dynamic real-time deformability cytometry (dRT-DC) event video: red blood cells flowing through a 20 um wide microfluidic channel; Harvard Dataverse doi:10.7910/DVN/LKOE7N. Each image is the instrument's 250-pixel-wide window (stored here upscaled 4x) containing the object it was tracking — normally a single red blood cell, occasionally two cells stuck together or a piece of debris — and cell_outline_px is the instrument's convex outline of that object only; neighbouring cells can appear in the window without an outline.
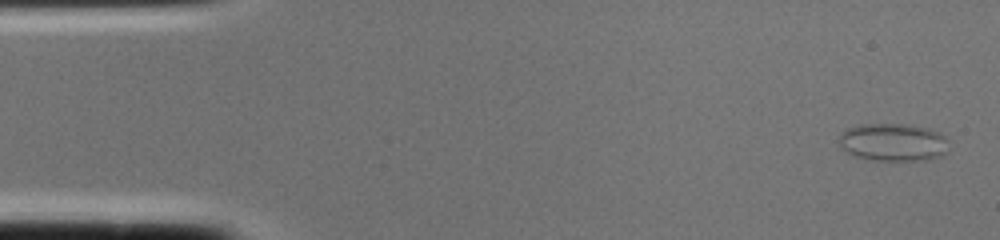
{"species": "common noctule bat (a hibernating species)", "species_latin": "Nyctalus noctula", "temperature_condition": "cold", "stored_images_in_passage": 2, "camera_frame_rate_fps": 3000, "um_per_image_px": 0.085, "animal": {"sex": "female", "body_mass_g": 22.0, "forearm_length_mm": 56.7}, "frame": {"image": 1, "passage_image": 2, "time_ms": 0.333, "image_size_px": [1000, 240], "cell_outline_px": [[948, 140], [944, 152], [940, 156], [924, 160], [868, 160], [856, 156], [840, 148], [840, 132], [848, 128], [860, 124], [904, 124], [928, 128], [940, 132]], "centroid_in_image_um": [75.89, 12.08], "position_along_channel_um": 9.1, "area_um2": 24.1}}